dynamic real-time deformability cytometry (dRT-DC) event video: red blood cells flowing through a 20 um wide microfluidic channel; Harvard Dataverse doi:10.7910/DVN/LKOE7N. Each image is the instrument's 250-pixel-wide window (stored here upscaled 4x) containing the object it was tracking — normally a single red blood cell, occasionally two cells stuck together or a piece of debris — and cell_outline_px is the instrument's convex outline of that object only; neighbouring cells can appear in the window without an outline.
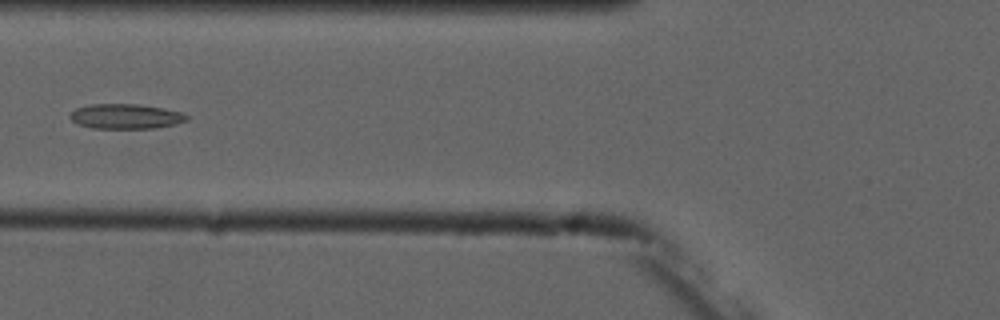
{"species": "common noctule bat (a hibernating species)", "species_latin": "Nyctalus noctula", "temperature_condition": "cold", "stored_images_in_passage": 6, "camera_frame_rate_fps": 3000, "um_per_image_px": 0.085, "animal": {"sex": "male", "forearm_length_mm": 52.5}, "frame": {"image": 1, "passage_image": 6, "time_ms": 6.667, "image_size_px": [1000, 320], "cell_outline_px": [[188, 120], [176, 124], [156, 128], [92, 128], [76, 124], [68, 116], [76, 108], [92, 104], [136, 104], [164, 108], [180, 112], [188, 116]], "centroid_in_image_um": [10.67, 9.89], "position_along_channel_um": 115.1, "area_um2": 16.94}}